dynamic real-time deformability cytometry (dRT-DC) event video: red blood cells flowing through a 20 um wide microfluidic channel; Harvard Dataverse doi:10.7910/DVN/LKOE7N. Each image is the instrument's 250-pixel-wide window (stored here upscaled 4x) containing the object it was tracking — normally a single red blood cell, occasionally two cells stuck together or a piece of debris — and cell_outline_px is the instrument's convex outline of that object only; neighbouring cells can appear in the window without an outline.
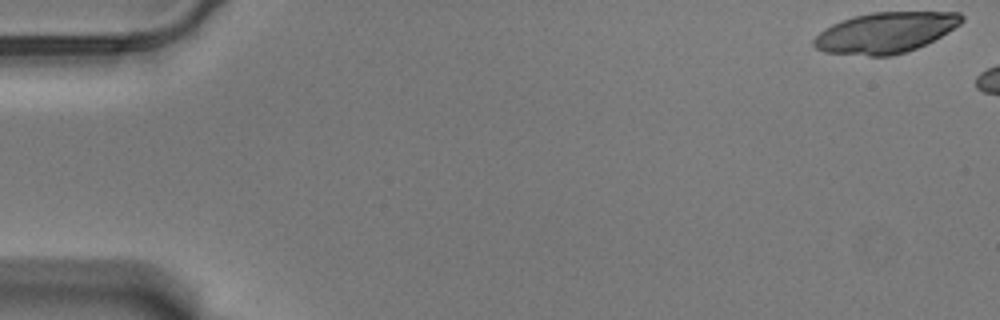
{"species": "Egyptian fruit bat (a non-hibernating species)", "species_latin": "Rousettus aegyptiacus", "temperature_condition": "warm", "stored_images_in_passage": 5, "camera_frame_rate_fps": 3000, "um_per_image_px": 0.085, "animal": {"sex": "male"}, "frame": {"image": 1, "passage_image": 1, "time_ms": 0.0, "image_size_px": [1000, 320], "cell_outline_px": [[964, 20], [960, 24], [948, 32], [916, 48], [892, 56], [868, 56], [824, 52], [816, 48], [812, 44], [812, 40], [824, 28], [840, 20], [852, 16], [872, 12], [960, 12], [964, 16]], "centroid_in_image_um": [75.23, 2.76], "position_along_channel_um": 9.8, "area_um2": 35.08}}